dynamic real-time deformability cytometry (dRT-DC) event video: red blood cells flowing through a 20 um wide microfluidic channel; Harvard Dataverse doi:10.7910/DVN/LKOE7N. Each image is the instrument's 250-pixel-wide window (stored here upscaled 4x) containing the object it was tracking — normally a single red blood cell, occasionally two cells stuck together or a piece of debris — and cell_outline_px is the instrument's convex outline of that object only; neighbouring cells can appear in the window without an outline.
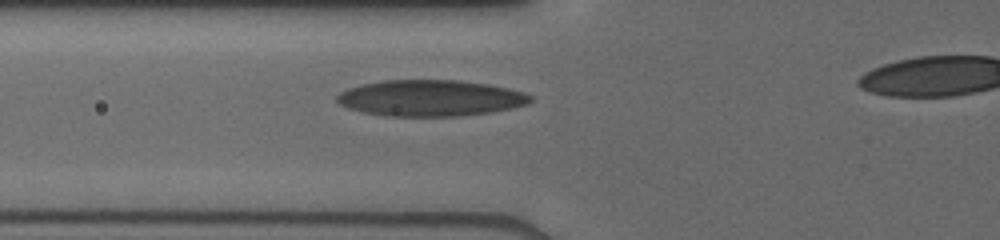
{"species": "human", "species_latin": "Homo sapiens", "temperature_condition": "cold", "stored_images_in_passage": 5, "segment_of_instrument_passage": [1, 2], "camera_frame_rate_fps": 3000, "um_per_image_px": 0.085, "donor": {"sex": "male"}, "frame": {"image": 1, "passage_image": 4, "time_ms": 3.0, "image_size_px": [1000, 240], "cell_outline_px": [[532, 100], [528, 104], [512, 108], [492, 112], [460, 116], [388, 116], [364, 112], [348, 108], [340, 104], [336, 100], [336, 96], [340, 92], [348, 88], [364, 84], [384, 80], [460, 80], [488, 84], [508, 88], [524, 92], [532, 96]], "centroid_in_image_um": [36.61, 8.34], "position_along_channel_um": 89.2, "area_um2": 40.86}}